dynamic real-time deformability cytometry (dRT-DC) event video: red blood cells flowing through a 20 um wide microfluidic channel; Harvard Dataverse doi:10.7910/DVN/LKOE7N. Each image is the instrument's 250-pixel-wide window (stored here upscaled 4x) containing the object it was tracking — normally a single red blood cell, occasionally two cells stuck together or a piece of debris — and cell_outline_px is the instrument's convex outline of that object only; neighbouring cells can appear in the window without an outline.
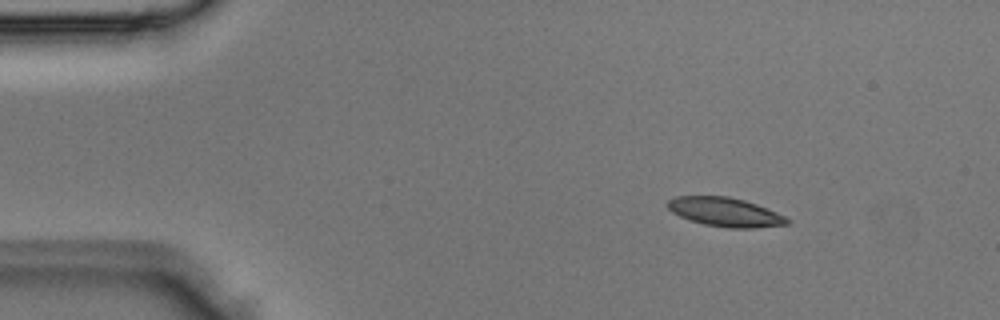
{"species": "Egyptian fruit bat (a non-hibernating species)", "species_latin": "Rousettus aegyptiacus", "temperature_condition": "room temperature", "stored_images_in_passage": 4, "camera_frame_rate_fps": 3000, "um_per_image_px": 0.085, "animal": {"sex": "male"}, "frame": {"image": 1, "passage_image": 1, "time_ms": 0.0, "image_size_px": [1000, 320], "cell_outline_px": [[792, 220], [788, 224], [756, 228], [728, 228], [704, 224], [680, 216], [672, 212], [668, 208], [668, 200], [676, 196], [728, 196], [744, 200], [756, 204], [776, 212]], "centroid_in_image_um": [61.66, 18.02], "position_along_channel_um": 23.3, "area_um2": 20.06}}
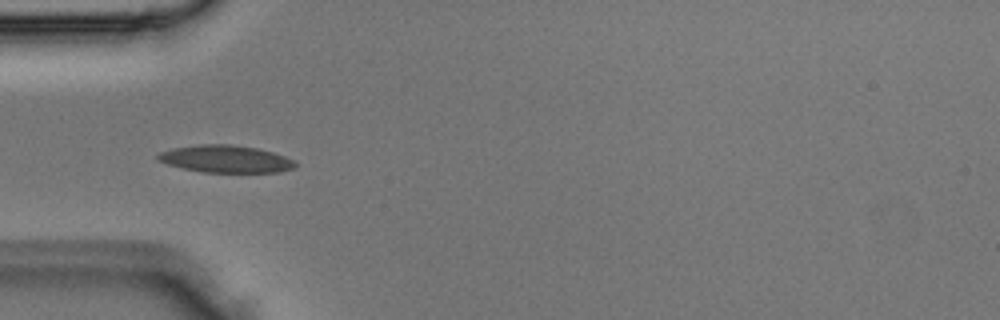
{"frame": {"image": 2, "passage_image": 3, "time_ms": 0.667, "image_size_px": [1000, 320], "cell_outline_px": [[296, 164], [292, 168], [280, 172], [204, 172], [184, 168], [168, 164], [156, 160], [156, 156], [160, 152], [172, 148], [200, 144], [232, 144], [256, 148], [272, 152], [284, 156], [292, 160]], "centroid_in_image_um": [19.14, 13.5], "position_along_channel_um": 65.9, "area_um2": 21.68}}
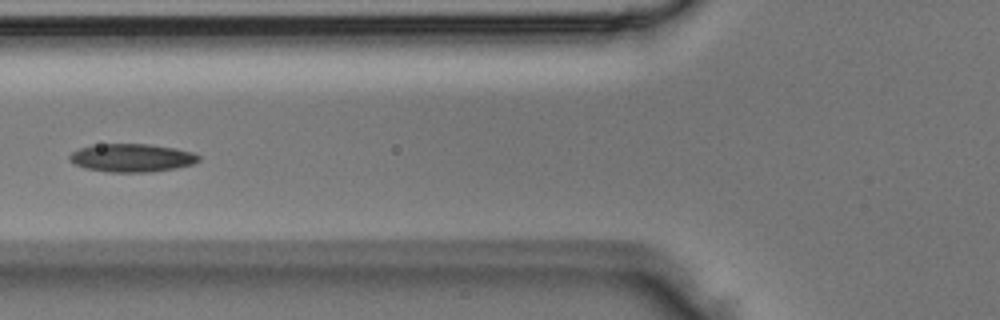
{"frame": {"image": 3, "passage_image": 4, "time_ms": 1.0, "image_size_px": [1000, 320], "cell_outline_px": [[200, 160], [192, 164], [176, 168], [148, 172], [108, 172], [84, 168], [68, 160], [68, 156], [72, 152], [80, 148], [92, 144], [148, 144], [176, 148], [192, 152], [200, 156]], "centroid_in_image_um": [11.18, 13.41], "position_along_channel_um": 114.6, "area_um2": 21.27}}